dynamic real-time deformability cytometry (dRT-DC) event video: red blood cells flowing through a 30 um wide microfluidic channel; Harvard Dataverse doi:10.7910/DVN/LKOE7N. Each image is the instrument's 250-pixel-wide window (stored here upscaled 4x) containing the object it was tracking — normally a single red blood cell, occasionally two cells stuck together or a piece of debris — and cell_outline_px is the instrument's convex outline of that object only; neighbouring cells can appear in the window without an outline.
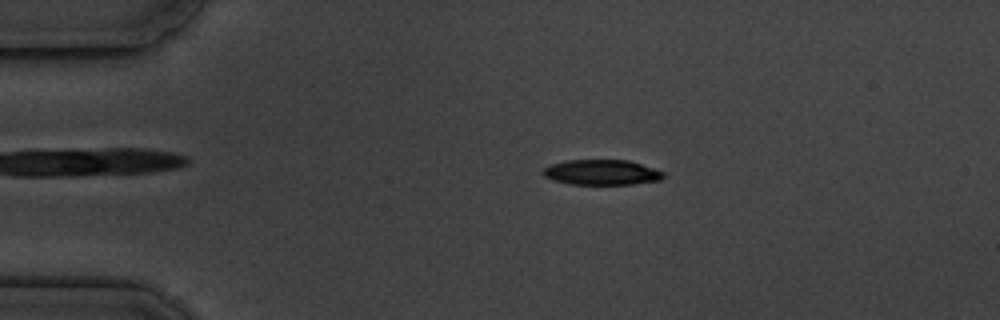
{"species": "common noctule bat (a hibernating species)", "species_latin": "Nyctalus noctula", "temperature_condition": "cold", "stored_images_in_passage": 3, "camera_frame_rate_fps": 3000, "um_per_image_px": 0.085, "animal": {"sex": "male", "body_mass_g": 19.5, "forearm_length_mm": 54.6}, "frame": {"image": 1, "passage_image": 2, "time_ms": 1.0, "image_size_px": [1000, 320], "cell_outline_px": [[664, 176], [660, 180], [632, 184], [572, 184], [552, 180], [544, 176], [540, 172], [544, 168], [552, 164], [564, 160], [628, 160], [664, 172]], "centroid_in_image_um": [51.1, 14.65], "position_along_channel_um": 33.9, "area_um2": 17.63}}